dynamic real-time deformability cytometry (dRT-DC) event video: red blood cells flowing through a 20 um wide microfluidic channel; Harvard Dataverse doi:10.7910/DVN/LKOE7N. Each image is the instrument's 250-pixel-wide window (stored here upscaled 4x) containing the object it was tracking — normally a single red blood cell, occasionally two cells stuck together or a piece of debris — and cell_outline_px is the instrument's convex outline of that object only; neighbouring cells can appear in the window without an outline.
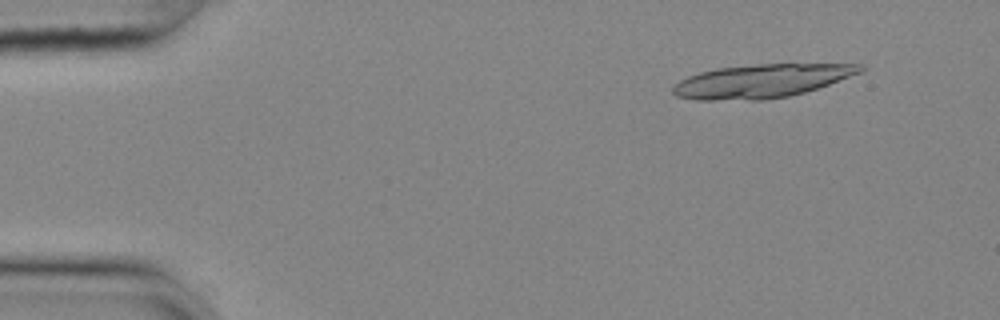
{"species": "common noctule bat (a hibernating species)", "species_latin": "Nyctalus noctula", "temperature_condition": "cold", "stored_images_in_passage": 18, "camera_frame_rate_fps": 3000, "um_per_image_px": 0.085, "animal": {"sex": "female", "body_mass_g": 25.1}, "frame": {"image": 1, "passage_image": 5, "time_ms": 1.333, "image_size_px": [1000, 320], "cell_outline_px": [[868, 68], [864, 72], [804, 92], [788, 96], [760, 100], [696, 100], [676, 96], [672, 92], [672, 88], [680, 80], [688, 76], [700, 72], [716, 68], [756, 64], [860, 64]], "centroid_in_image_um": [64.74, 6.88], "position_along_channel_um": 20.3, "area_um2": 36.53}}
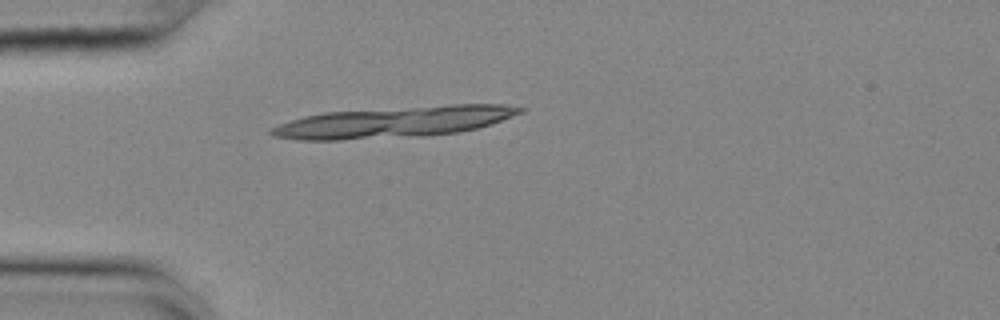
{"frame": {"image": 2, "passage_image": 14, "time_ms": 4.333, "image_size_px": [1000, 320], "cell_outline_px": [[528, 108], [524, 112], [492, 124], [460, 132], [424, 136], [340, 140], [300, 140], [272, 136], [268, 132], [268, 128], [304, 116], [324, 112], [452, 104], [508, 104]], "centroid_in_image_um": [33.53, 10.37], "position_along_channel_um": 51.5, "area_um2": 45.43}}